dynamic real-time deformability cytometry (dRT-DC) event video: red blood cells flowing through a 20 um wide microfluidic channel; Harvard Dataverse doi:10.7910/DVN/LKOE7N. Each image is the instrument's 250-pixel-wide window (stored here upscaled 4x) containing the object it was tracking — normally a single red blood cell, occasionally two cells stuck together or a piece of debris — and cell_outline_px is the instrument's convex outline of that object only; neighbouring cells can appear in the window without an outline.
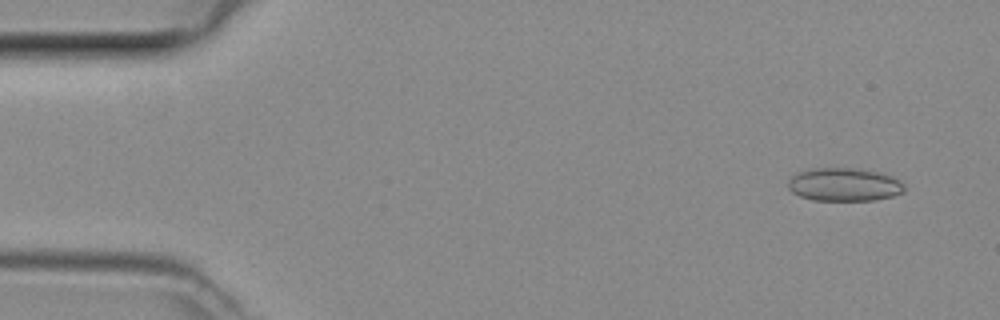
{"species": "common noctule bat (a hibernating species)", "species_latin": "Nyctalus noctula", "temperature_condition": "room temperature", "stored_images_in_passage": 46, "camera_frame_rate_fps": 3000, "um_per_image_px": 0.085, "animal": {"sex": "female", "body_mass_g": 29.2, "forearm_length_mm": 56.3}, "frame": {"image": 1, "passage_image": 2, "time_ms": 0.333, "image_size_px": [1000, 320], "cell_outline_px": [[904, 192], [892, 196], [876, 200], [812, 200], [800, 196], [792, 192], [788, 188], [788, 180], [792, 176], [800, 172], [816, 168], [856, 168], [880, 172], [892, 176], [900, 180], [904, 184]], "centroid_in_image_um": [71.78, 15.69], "position_along_channel_um": 13.2, "area_um2": 22.54}}
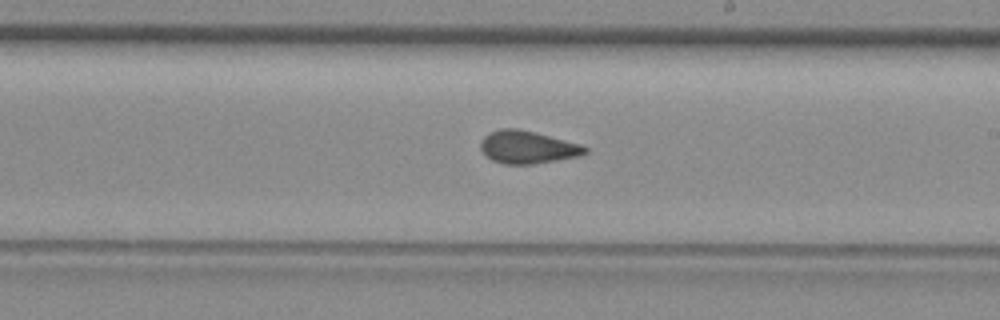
{"frame": {"image": 2, "passage_image": 26, "time_ms": 8.333, "image_size_px": [1000, 320], "cell_outline_px": [[588, 152], [580, 156], [532, 164], [504, 164], [492, 160], [480, 148], [480, 140], [484, 136], [500, 128], [516, 128], [536, 132], [580, 144], [588, 148]], "centroid_in_image_um": [44.85, 12.5], "position_along_channel_um": 244.2, "area_um2": 19.83}}
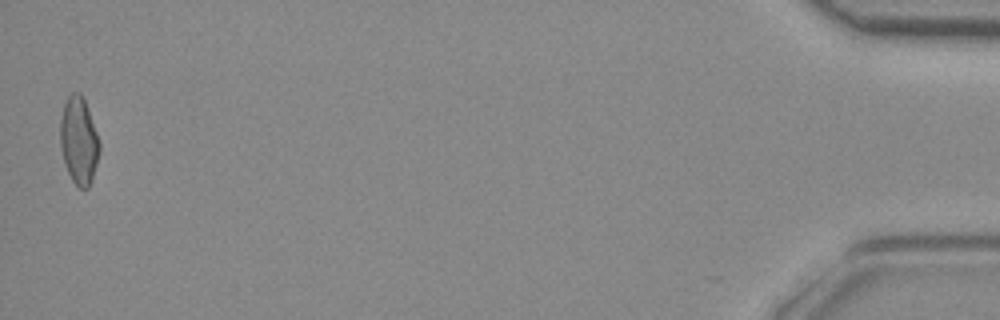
{"frame": {"image": 3, "passage_image": 46, "time_ms": 15.0, "image_size_px": [1000, 320], "cell_outline_px": [[100, 152], [92, 180], [88, 188], [80, 188], [72, 180], [64, 164], [60, 148], [60, 120], [64, 104], [68, 96], [72, 92], [80, 92], [84, 100], [96, 132], [100, 144]], "centroid_in_image_um": [6.69, 11.97], "position_along_channel_um": 428.5, "area_um2": 19.88}}